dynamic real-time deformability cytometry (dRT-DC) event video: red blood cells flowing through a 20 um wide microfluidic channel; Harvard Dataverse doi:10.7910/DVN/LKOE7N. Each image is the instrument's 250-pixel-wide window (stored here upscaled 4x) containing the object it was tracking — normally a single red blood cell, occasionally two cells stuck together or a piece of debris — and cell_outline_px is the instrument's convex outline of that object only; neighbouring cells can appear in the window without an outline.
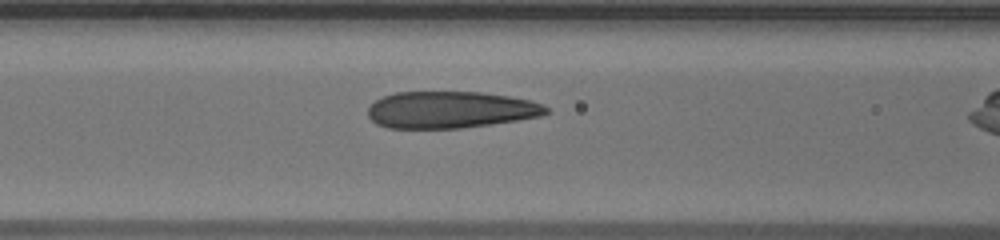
{"species": "human", "species_latin": "Homo sapiens", "temperature_condition": "warm", "stored_images_in_passage": 36, "camera_frame_rate_fps": 3000, "um_per_image_px": 0.085, "donor": {"sex": "male"}, "frame": {"image": 1, "passage_image": 15, "time_ms": 4.667, "image_size_px": [1000, 240], "cell_outline_px": [[548, 112], [540, 116], [492, 124], [460, 128], [388, 128], [376, 124], [368, 116], [368, 108], [376, 100], [384, 96], [396, 92], [480, 92], [508, 96], [528, 100], [544, 104], [548, 108]], "centroid_in_image_um": [38.27, 9.33], "position_along_channel_um": 128.3, "area_um2": 38.09}}
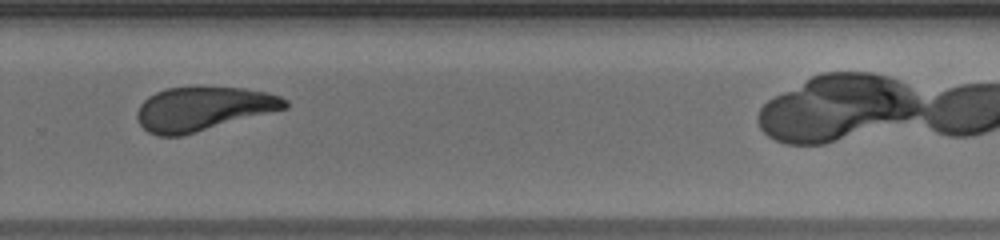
{"frame": {"image": 2, "passage_image": 29, "time_ms": 9.333, "image_size_px": [1000, 240], "cell_outline_px": [[288, 108], [196, 132], [180, 136], [156, 136], [148, 132], [140, 124], [136, 116], [136, 112], [140, 104], [148, 96], [156, 92], [168, 88], [196, 84], [204, 84], [244, 88], [268, 92], [280, 96], [288, 100]], "centroid_in_image_um": [17.27, 9.2], "position_along_channel_um": 312.5, "area_um2": 38.78}}
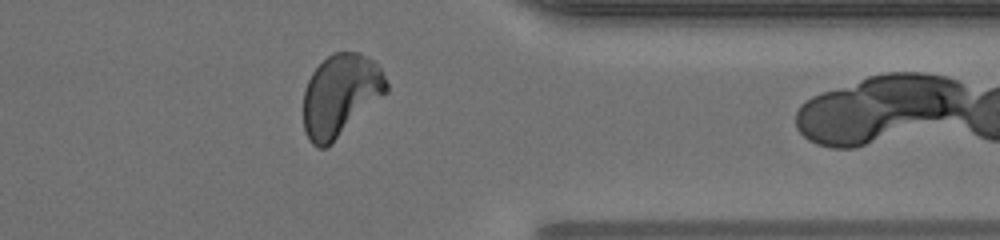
{"frame": {"image": 3, "passage_image": 35, "time_ms": 11.333, "image_size_px": [1000, 240], "cell_outline_px": [[388, 92], [332, 144], [324, 148], [316, 148], [308, 140], [304, 132], [304, 88], [312, 72], [332, 52], [360, 52], [376, 60], [388, 84]], "centroid_in_image_um": [28.95, 8.11], "position_along_channel_um": 382.5, "area_um2": 40.17}}